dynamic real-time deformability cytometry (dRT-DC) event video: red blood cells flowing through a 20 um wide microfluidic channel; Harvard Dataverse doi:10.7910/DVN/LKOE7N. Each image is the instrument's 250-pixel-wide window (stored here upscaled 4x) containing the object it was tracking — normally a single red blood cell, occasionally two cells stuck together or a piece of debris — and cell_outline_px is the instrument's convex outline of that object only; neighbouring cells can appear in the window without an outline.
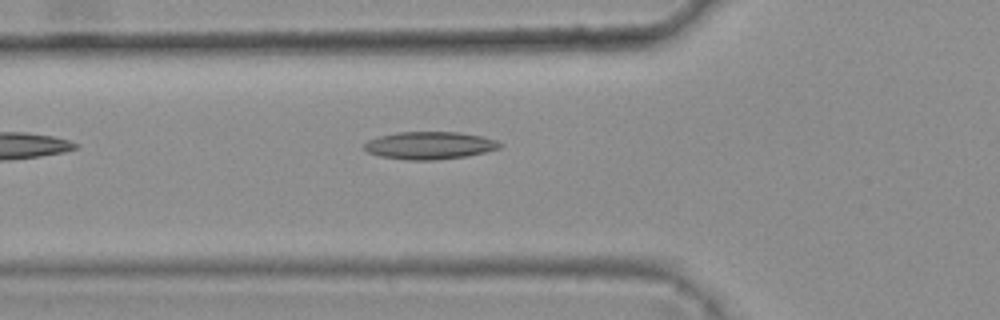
{"species": "common noctule bat (a hibernating species)", "species_latin": "Nyctalus noctula", "temperature_condition": "warm", "stored_images_in_passage": 26, "camera_frame_rate_fps": 3000, "um_per_image_px": 0.085, "animal": {"sex": "female", "body_mass_g": 25.1}, "frame": {"image": 1, "passage_image": 4, "time_ms": 1.0, "image_size_px": [1000, 320], "cell_outline_px": [[500, 148], [468, 156], [432, 160], [408, 160], [380, 156], [368, 152], [364, 148], [364, 144], [368, 140], [380, 136], [396, 132], [460, 132], [484, 136], [496, 140], [500, 144]], "centroid_in_image_um": [36.52, 12.36], "position_along_channel_um": 89.3, "area_um2": 21.73}}
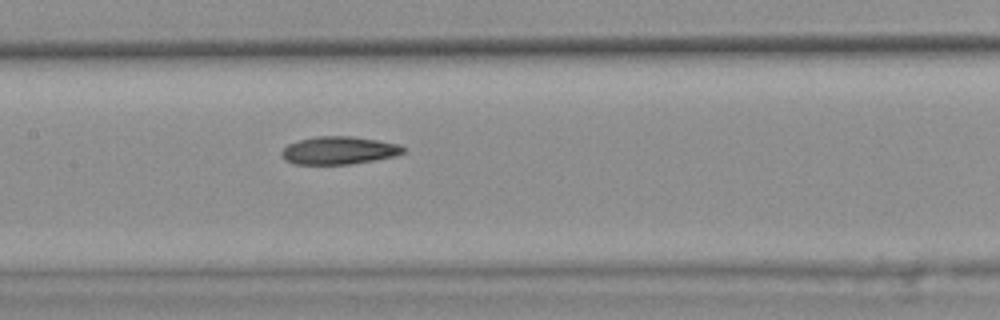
{"frame": {"image": 2, "passage_image": 11, "time_ms": 3.333, "image_size_px": [1000, 320], "cell_outline_px": [[404, 152], [392, 156], [372, 160], [348, 164], [296, 164], [284, 160], [280, 156], [280, 152], [288, 144], [300, 140], [316, 136], [352, 136], [400, 144], [404, 148]], "centroid_in_image_um": [28.75, 12.78], "position_along_channel_um": 178.7, "area_um2": 19.54}}
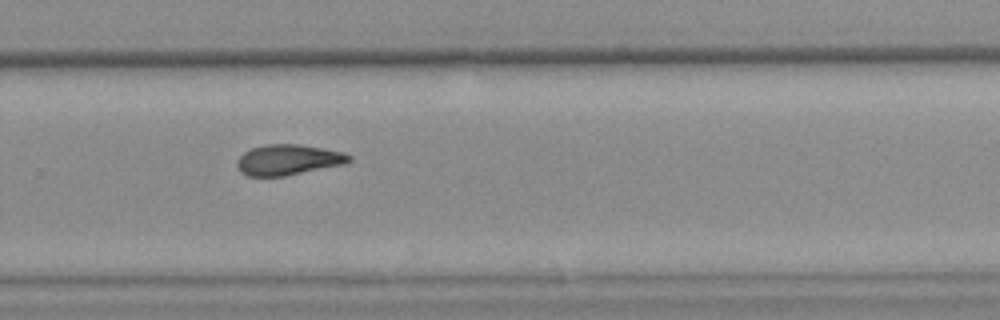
{"frame": {"image": 3, "passage_image": 21, "time_ms": 6.667, "image_size_px": [1000, 320], "cell_outline_px": [[352, 160], [344, 164], [284, 176], [248, 176], [240, 172], [236, 164], [240, 156], [244, 152], [252, 148], [268, 144], [300, 144], [324, 148], [344, 152], [352, 156]], "centroid_in_image_um": [24.51, 13.58], "position_along_channel_um": 305.3, "area_um2": 19.94}}